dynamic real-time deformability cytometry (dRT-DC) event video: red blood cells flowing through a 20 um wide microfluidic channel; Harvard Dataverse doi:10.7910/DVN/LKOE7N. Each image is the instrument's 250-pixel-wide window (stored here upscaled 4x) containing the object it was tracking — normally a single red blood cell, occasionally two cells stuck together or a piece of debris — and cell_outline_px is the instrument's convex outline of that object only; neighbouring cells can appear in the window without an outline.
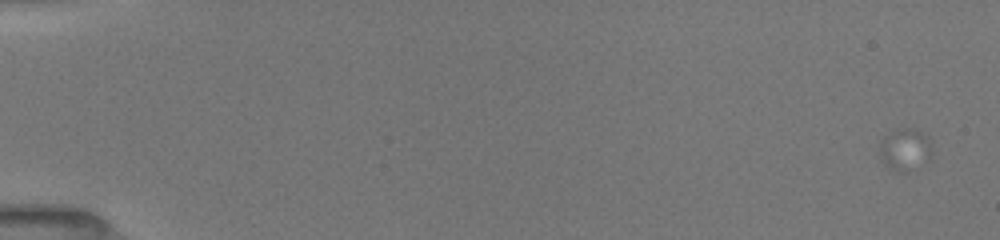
{"species": "common noctule bat (a hibernating species)", "species_latin": "Nyctalus noctula", "temperature_condition": "room temperature", "stored_images_in_passage": 17, "camera_frame_rate_fps": 3000, "um_per_image_px": 0.085, "animal": {"sex": "female", "body_mass_g": 19.5, "forearm_length_mm": 54.1}, "frame": {"image": 1, "passage_image": 1, "time_ms": 0.0, "image_size_px": [1000, 240], "cell_outline_px": [[932, 152], [928, 160], [908, 172], [896, 172], [884, 164], [880, 160], [880, 140], [884, 136], [892, 132], [908, 128], [920, 132], [928, 136], [932, 144]], "centroid_in_image_um": [76.93, 12.74], "position_along_channel_um": 8.1, "area_um2": 12.83}}
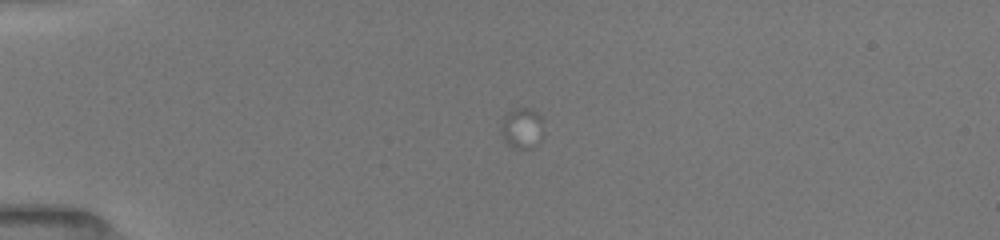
{"frame": {"image": 2, "passage_image": 15, "time_ms": 4.667, "image_size_px": [1000, 240], "cell_outline_px": [[544, 136], [536, 144], [528, 148], [512, 148], [504, 140], [500, 128], [500, 124], [508, 112], [516, 108], [528, 108], [536, 112], [540, 116], [544, 132]], "centroid_in_image_um": [44.37, 10.9], "position_along_channel_um": 40.6, "area_um2": 10.06}}